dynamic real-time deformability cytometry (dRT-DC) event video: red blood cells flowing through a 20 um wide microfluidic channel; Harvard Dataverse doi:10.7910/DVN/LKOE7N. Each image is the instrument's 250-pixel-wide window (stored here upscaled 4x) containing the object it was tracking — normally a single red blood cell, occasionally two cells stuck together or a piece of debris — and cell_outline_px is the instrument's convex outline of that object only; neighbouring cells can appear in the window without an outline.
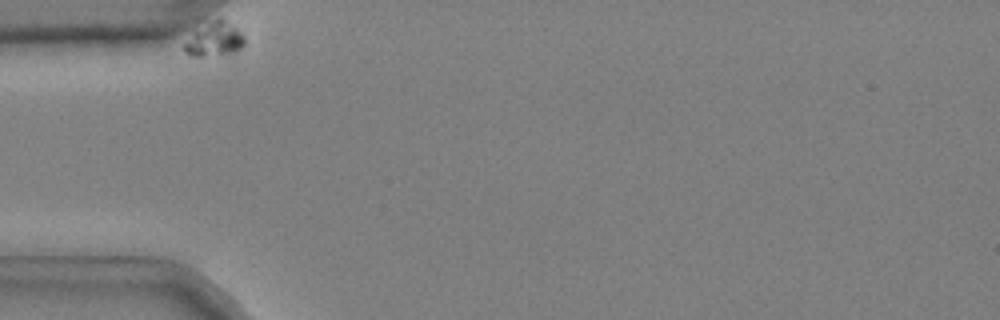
{"species": "common noctule bat (a hibernating species)", "species_latin": "Nyctalus noctula", "temperature_condition": "cold", "stored_images_in_passage": 38, "camera_frame_rate_fps": 3000, "um_per_image_px": 0.085, "animal": {"sex": "male", "body_mass_g": 20.4}, "frame": {"image": 1, "passage_image": 1, "time_ms": 0.0, "image_size_px": [1000, 320], "cell_outline_px": [[244, 44], [236, 52], [200, 56], [192, 56], [184, 52], [184, 44], [196, 32], [212, 20], [220, 16], [236, 28], [244, 36]], "centroid_in_image_um": [18.26, 3.35], "position_along_channel_um": 66.7, "area_um2": 11.44}}
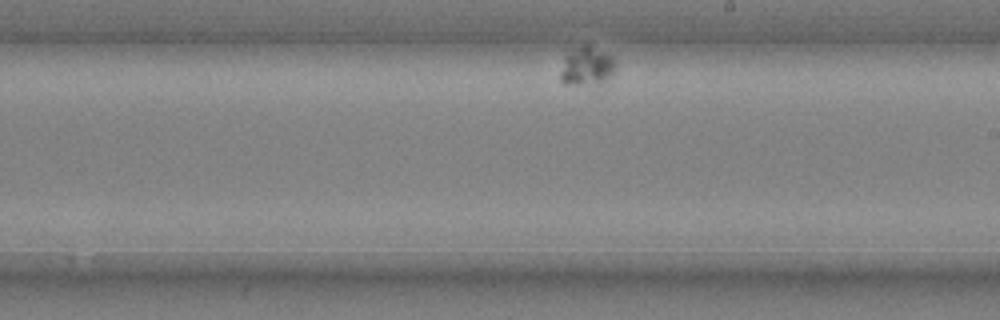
{"frame": {"image": 2, "passage_image": 24, "time_ms": 7.667, "image_size_px": [1000, 320], "cell_outline_px": [[616, 64], [612, 72], [600, 84], [564, 84], [560, 80], [560, 72], [564, 56], [576, 48], [584, 44], [588, 44], [612, 56], [616, 60]], "centroid_in_image_um": [49.85, 5.62], "position_along_channel_um": 239.1, "area_um2": 12.31}}
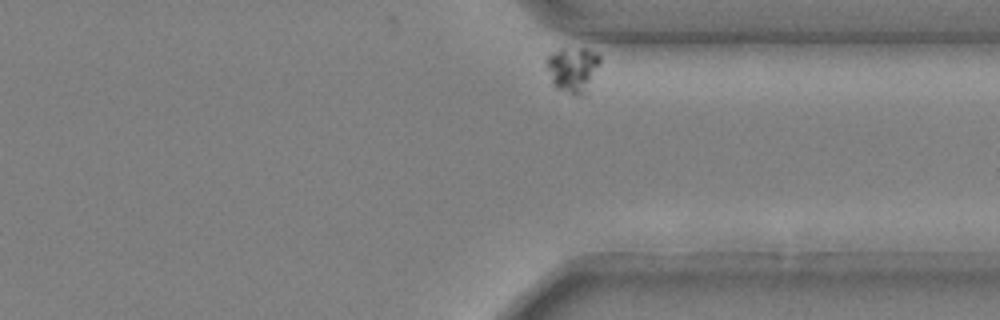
{"frame": {"image": 3, "passage_image": 38, "time_ms": 12.333, "image_size_px": [1000, 320], "cell_outline_px": [[600, 64], [584, 96], [556, 88], [552, 84], [544, 64], [544, 60], [548, 56], [564, 48], [584, 48], [596, 52], [600, 56]], "centroid_in_image_um": [48.67, 5.88], "position_along_channel_um": 362.7, "area_um2": 14.1}}